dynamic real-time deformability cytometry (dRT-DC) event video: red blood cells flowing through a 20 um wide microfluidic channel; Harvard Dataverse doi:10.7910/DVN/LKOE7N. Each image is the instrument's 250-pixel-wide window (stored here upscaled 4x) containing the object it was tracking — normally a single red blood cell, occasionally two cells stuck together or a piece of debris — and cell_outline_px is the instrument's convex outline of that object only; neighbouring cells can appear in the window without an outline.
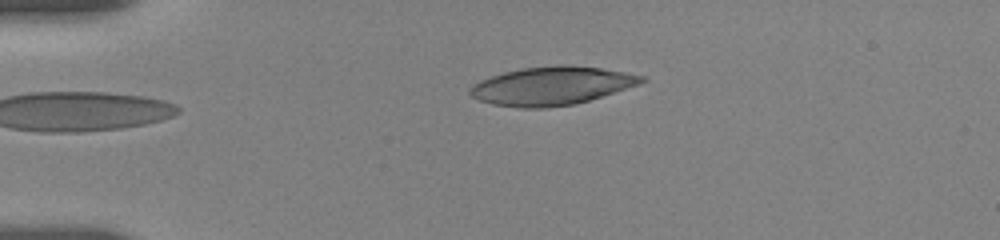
{"species": "human", "species_latin": "Homo sapiens", "temperature_condition": "room temperature", "stored_images_in_passage": 3, "camera_frame_rate_fps": 3000, "um_per_image_px": 0.085, "donor": {"sex": "female"}, "frame": {"image": 1, "passage_image": 1, "time_ms": 0.0, "image_size_px": [1000, 240], "cell_outline_px": [[648, 80], [576, 104], [544, 108], [516, 108], [492, 104], [480, 100], [472, 96], [468, 92], [468, 88], [472, 84], [480, 80], [504, 72], [520, 68], [560, 64], [564, 64], [600, 68], [624, 72], [644, 76]], "centroid_in_image_um": [46.81, 7.29], "position_along_channel_um": 38.2, "area_um2": 38.15}}